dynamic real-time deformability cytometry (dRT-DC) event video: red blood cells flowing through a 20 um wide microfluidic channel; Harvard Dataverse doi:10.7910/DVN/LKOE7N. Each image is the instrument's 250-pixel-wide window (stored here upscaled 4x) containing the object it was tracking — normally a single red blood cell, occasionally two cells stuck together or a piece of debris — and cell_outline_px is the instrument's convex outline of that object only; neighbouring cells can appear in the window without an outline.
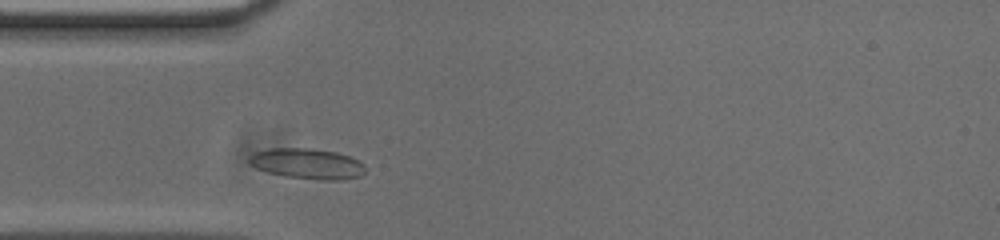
{"species": "common noctule bat (a hibernating species)", "species_latin": "Nyctalus noctula", "temperature_condition": "cold", "stored_images_in_passage": 31, "camera_frame_rate_fps": 3000, "um_per_image_px": 0.085, "animal": {"sex": "male", "body_mass_g": 20.0, "forearm_length_mm": 53.3}, "frame": {"image": 1, "passage_image": 4, "time_ms": 1.0, "image_size_px": [1000, 240], "cell_outline_px": [[364, 172], [360, 176], [340, 180], [324, 180], [284, 176], [268, 172], [256, 168], [248, 160], [248, 156], [256, 152], [268, 148], [308, 148], [336, 152], [348, 156], [364, 164]], "centroid_in_image_um": [26.1, 13.91], "position_along_channel_um": 58.9, "area_um2": 20.46}}
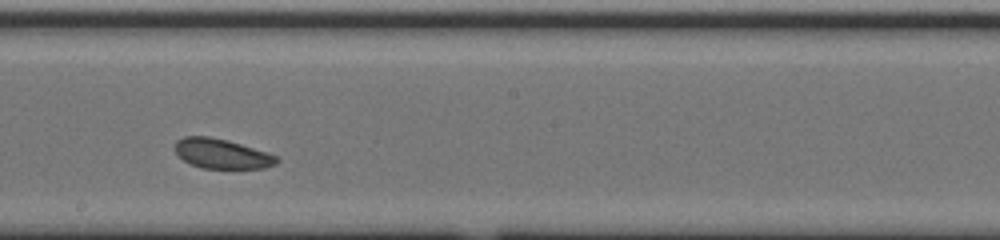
{"frame": {"image": 2, "passage_image": 18, "time_ms": 5.667, "image_size_px": [1000, 240], "cell_outline_px": [[280, 160], [276, 164], [264, 168], [200, 168], [184, 160], [172, 148], [176, 140], [184, 136], [208, 136], [228, 140], [268, 152], [276, 156]], "centroid_in_image_um": [18.84, 13.05], "position_along_channel_um": 229.4, "area_um2": 17.74}}
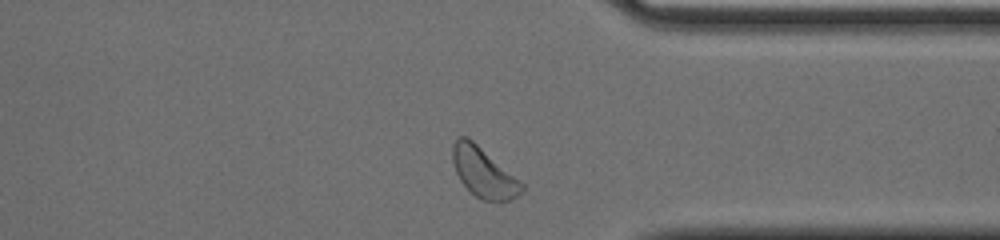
{"frame": {"image": 3, "passage_image": 30, "time_ms": 9.667, "image_size_px": [1000, 240], "cell_outline_px": [[524, 188], [516, 196], [500, 204], [496, 204], [480, 200], [460, 180], [456, 172], [452, 160], [452, 144], [456, 136], [468, 136], [520, 180], [524, 184]], "centroid_in_image_um": [41.1, 14.67], "position_along_channel_um": 370.3, "area_um2": 20.35}, "authors_computed_cell_mechanics": {"area_um2": 18.6116, "velocity_mm_per_s": 3.6768, "shape_relaxation_time_tau1_ms": 1.5281, "shape_relaxation_time_tau2_ms": null, "deformation_change_tau1": 0.034, "deformation_change_tau2": null}}